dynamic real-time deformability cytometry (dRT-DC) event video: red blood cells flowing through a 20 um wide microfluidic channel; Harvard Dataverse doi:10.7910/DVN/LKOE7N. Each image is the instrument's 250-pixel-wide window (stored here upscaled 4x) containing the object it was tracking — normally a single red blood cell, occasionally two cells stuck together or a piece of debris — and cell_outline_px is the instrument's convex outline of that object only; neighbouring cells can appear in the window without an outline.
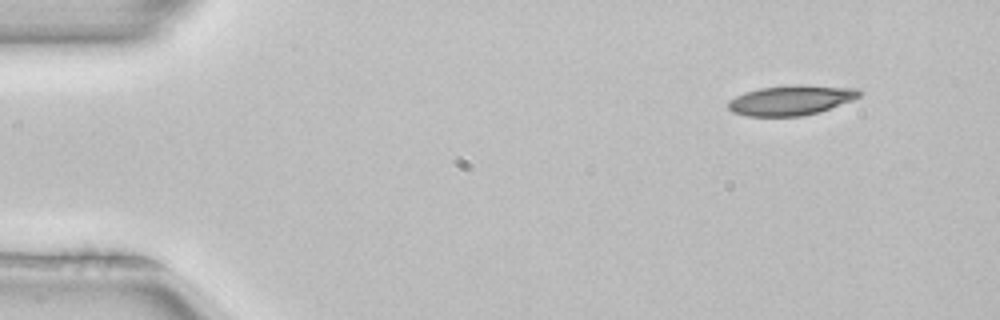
{"species": "common noctule bat (a hibernating species)", "species_latin": "Nyctalus noctula", "temperature_condition": "room temperature", "stored_images_in_passage": 4, "camera_frame_rate_fps": 3000, "um_per_image_px": 0.085, "animal": {"sex": "female", "body_mass_g": 22.7, "forearm_length_mm": 54.2}, "frame": {"image": 1, "passage_image": 1, "time_ms": 0.0, "image_size_px": [1000, 320], "cell_outline_px": [[860, 96], [852, 100], [820, 112], [800, 116], [748, 116], [732, 112], [728, 108], [728, 100], [744, 92], [760, 88], [796, 84], [804, 84], [856, 88], [860, 92]], "centroid_in_image_um": [67.22, 8.51], "position_along_channel_um": 17.8, "area_um2": 22.95}}
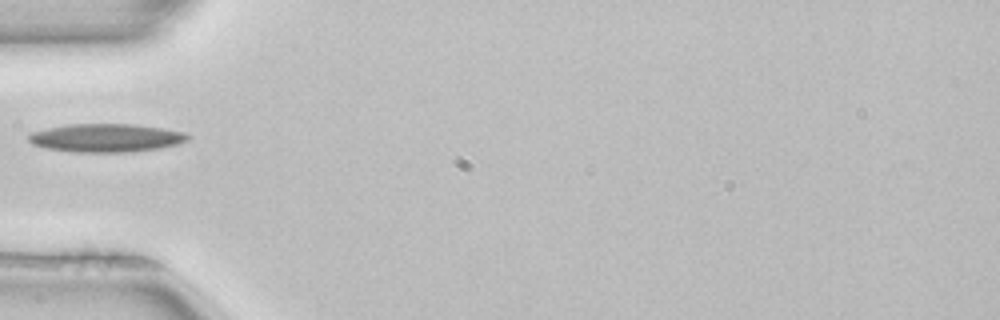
{"frame": {"image": 2, "passage_image": 4, "time_ms": 1.0, "image_size_px": [1000, 320], "cell_outline_px": [[188, 140], [176, 144], [156, 148], [124, 152], [76, 152], [48, 148], [32, 144], [28, 140], [28, 136], [32, 132], [48, 128], [68, 124], [132, 124], [160, 128], [184, 132], [188, 136]], "centroid_in_image_um": [8.97, 11.71], "position_along_channel_um": 76.0, "area_um2": 25.78}}